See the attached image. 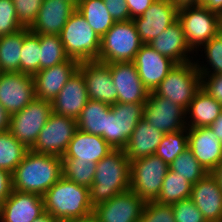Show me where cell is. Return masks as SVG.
I'll list each match as a JSON object with an SVG mask.
<instances>
[{"label": "cell", "instance_id": "6da1fadb", "mask_svg": "<svg viewBox=\"0 0 222 222\" xmlns=\"http://www.w3.org/2000/svg\"><path fill=\"white\" fill-rule=\"evenodd\" d=\"M45 212L63 222H73L93 214L89 188L61 177L43 195Z\"/></svg>", "mask_w": 222, "mask_h": 222}, {"label": "cell", "instance_id": "7a4b0ae2", "mask_svg": "<svg viewBox=\"0 0 222 222\" xmlns=\"http://www.w3.org/2000/svg\"><path fill=\"white\" fill-rule=\"evenodd\" d=\"M61 177L60 157L29 150L12 173L13 190L42 196Z\"/></svg>", "mask_w": 222, "mask_h": 222}, {"label": "cell", "instance_id": "3957f363", "mask_svg": "<svg viewBox=\"0 0 222 222\" xmlns=\"http://www.w3.org/2000/svg\"><path fill=\"white\" fill-rule=\"evenodd\" d=\"M127 190H130V161L123 149H113L96 164L89 187L90 202L95 207Z\"/></svg>", "mask_w": 222, "mask_h": 222}, {"label": "cell", "instance_id": "277c9868", "mask_svg": "<svg viewBox=\"0 0 222 222\" xmlns=\"http://www.w3.org/2000/svg\"><path fill=\"white\" fill-rule=\"evenodd\" d=\"M66 55L78 62L99 61L100 37L76 10L60 33Z\"/></svg>", "mask_w": 222, "mask_h": 222}, {"label": "cell", "instance_id": "5b68a950", "mask_svg": "<svg viewBox=\"0 0 222 222\" xmlns=\"http://www.w3.org/2000/svg\"><path fill=\"white\" fill-rule=\"evenodd\" d=\"M143 45L133 20L115 22L100 39L99 61L133 62Z\"/></svg>", "mask_w": 222, "mask_h": 222}, {"label": "cell", "instance_id": "8992f818", "mask_svg": "<svg viewBox=\"0 0 222 222\" xmlns=\"http://www.w3.org/2000/svg\"><path fill=\"white\" fill-rule=\"evenodd\" d=\"M200 89L201 75L196 62H186L176 64L154 93L187 110L193 97Z\"/></svg>", "mask_w": 222, "mask_h": 222}, {"label": "cell", "instance_id": "52a82bcc", "mask_svg": "<svg viewBox=\"0 0 222 222\" xmlns=\"http://www.w3.org/2000/svg\"><path fill=\"white\" fill-rule=\"evenodd\" d=\"M177 20L192 52L219 33L220 15L202 5L178 8Z\"/></svg>", "mask_w": 222, "mask_h": 222}, {"label": "cell", "instance_id": "ba28073f", "mask_svg": "<svg viewBox=\"0 0 222 222\" xmlns=\"http://www.w3.org/2000/svg\"><path fill=\"white\" fill-rule=\"evenodd\" d=\"M168 170L169 165L155 154L130 161V190L144 202L155 201Z\"/></svg>", "mask_w": 222, "mask_h": 222}, {"label": "cell", "instance_id": "9c48e42d", "mask_svg": "<svg viewBox=\"0 0 222 222\" xmlns=\"http://www.w3.org/2000/svg\"><path fill=\"white\" fill-rule=\"evenodd\" d=\"M52 113V102L34 98L24 109L10 116L11 134L29 150Z\"/></svg>", "mask_w": 222, "mask_h": 222}, {"label": "cell", "instance_id": "30bf717a", "mask_svg": "<svg viewBox=\"0 0 222 222\" xmlns=\"http://www.w3.org/2000/svg\"><path fill=\"white\" fill-rule=\"evenodd\" d=\"M77 129L76 119L52 112L30 150L62 158Z\"/></svg>", "mask_w": 222, "mask_h": 222}, {"label": "cell", "instance_id": "8fae6325", "mask_svg": "<svg viewBox=\"0 0 222 222\" xmlns=\"http://www.w3.org/2000/svg\"><path fill=\"white\" fill-rule=\"evenodd\" d=\"M145 103H115L106 117V142L113 149H123L137 123L143 119Z\"/></svg>", "mask_w": 222, "mask_h": 222}, {"label": "cell", "instance_id": "7c38bea8", "mask_svg": "<svg viewBox=\"0 0 222 222\" xmlns=\"http://www.w3.org/2000/svg\"><path fill=\"white\" fill-rule=\"evenodd\" d=\"M186 118L188 117L183 107L167 98L157 96L154 92H149L144 104V121L166 134L185 129L188 122Z\"/></svg>", "mask_w": 222, "mask_h": 222}, {"label": "cell", "instance_id": "4fadbf2b", "mask_svg": "<svg viewBox=\"0 0 222 222\" xmlns=\"http://www.w3.org/2000/svg\"><path fill=\"white\" fill-rule=\"evenodd\" d=\"M35 97L33 76L0 72V104L10 114L24 109Z\"/></svg>", "mask_w": 222, "mask_h": 222}, {"label": "cell", "instance_id": "5bb4252c", "mask_svg": "<svg viewBox=\"0 0 222 222\" xmlns=\"http://www.w3.org/2000/svg\"><path fill=\"white\" fill-rule=\"evenodd\" d=\"M178 7L172 0H155L139 17L133 20L143 44H149L177 20Z\"/></svg>", "mask_w": 222, "mask_h": 222}, {"label": "cell", "instance_id": "9a60e30c", "mask_svg": "<svg viewBox=\"0 0 222 222\" xmlns=\"http://www.w3.org/2000/svg\"><path fill=\"white\" fill-rule=\"evenodd\" d=\"M145 202L132 190L115 195L93 207L100 222H139Z\"/></svg>", "mask_w": 222, "mask_h": 222}, {"label": "cell", "instance_id": "2e32d148", "mask_svg": "<svg viewBox=\"0 0 222 222\" xmlns=\"http://www.w3.org/2000/svg\"><path fill=\"white\" fill-rule=\"evenodd\" d=\"M78 70L84 76L89 99L108 105L117 103L118 92L106 63L97 60L83 61L79 62Z\"/></svg>", "mask_w": 222, "mask_h": 222}, {"label": "cell", "instance_id": "e0dca14e", "mask_svg": "<svg viewBox=\"0 0 222 222\" xmlns=\"http://www.w3.org/2000/svg\"><path fill=\"white\" fill-rule=\"evenodd\" d=\"M110 67L119 103H146L149 91L143 85L133 62L106 63Z\"/></svg>", "mask_w": 222, "mask_h": 222}, {"label": "cell", "instance_id": "ac0fdd59", "mask_svg": "<svg viewBox=\"0 0 222 222\" xmlns=\"http://www.w3.org/2000/svg\"><path fill=\"white\" fill-rule=\"evenodd\" d=\"M138 75L149 92H154L165 79L169 71L176 65L170 58L161 55L149 44H143L134 61Z\"/></svg>", "mask_w": 222, "mask_h": 222}, {"label": "cell", "instance_id": "d6986e66", "mask_svg": "<svg viewBox=\"0 0 222 222\" xmlns=\"http://www.w3.org/2000/svg\"><path fill=\"white\" fill-rule=\"evenodd\" d=\"M44 213L41 195L13 190L0 205V222H33Z\"/></svg>", "mask_w": 222, "mask_h": 222}, {"label": "cell", "instance_id": "ffe728a7", "mask_svg": "<svg viewBox=\"0 0 222 222\" xmlns=\"http://www.w3.org/2000/svg\"><path fill=\"white\" fill-rule=\"evenodd\" d=\"M78 66L77 60L69 58L59 65L42 69L34 74L35 97L52 102Z\"/></svg>", "mask_w": 222, "mask_h": 222}, {"label": "cell", "instance_id": "44dd1931", "mask_svg": "<svg viewBox=\"0 0 222 222\" xmlns=\"http://www.w3.org/2000/svg\"><path fill=\"white\" fill-rule=\"evenodd\" d=\"M188 149L207 171L222 163V143L210 127L187 128Z\"/></svg>", "mask_w": 222, "mask_h": 222}, {"label": "cell", "instance_id": "7402d4cb", "mask_svg": "<svg viewBox=\"0 0 222 222\" xmlns=\"http://www.w3.org/2000/svg\"><path fill=\"white\" fill-rule=\"evenodd\" d=\"M88 101L84 76L77 69L52 101V112L77 119Z\"/></svg>", "mask_w": 222, "mask_h": 222}, {"label": "cell", "instance_id": "603a6c76", "mask_svg": "<svg viewBox=\"0 0 222 222\" xmlns=\"http://www.w3.org/2000/svg\"><path fill=\"white\" fill-rule=\"evenodd\" d=\"M190 199L207 222L222 221V190L210 172L193 184Z\"/></svg>", "mask_w": 222, "mask_h": 222}, {"label": "cell", "instance_id": "cb8c5ba5", "mask_svg": "<svg viewBox=\"0 0 222 222\" xmlns=\"http://www.w3.org/2000/svg\"><path fill=\"white\" fill-rule=\"evenodd\" d=\"M77 10L63 0H44L37 17L29 28L35 34L60 35L69 17Z\"/></svg>", "mask_w": 222, "mask_h": 222}, {"label": "cell", "instance_id": "d4e9b609", "mask_svg": "<svg viewBox=\"0 0 222 222\" xmlns=\"http://www.w3.org/2000/svg\"><path fill=\"white\" fill-rule=\"evenodd\" d=\"M112 150L113 148L100 135L77 129L61 159H78L83 162L98 163Z\"/></svg>", "mask_w": 222, "mask_h": 222}, {"label": "cell", "instance_id": "484cf974", "mask_svg": "<svg viewBox=\"0 0 222 222\" xmlns=\"http://www.w3.org/2000/svg\"><path fill=\"white\" fill-rule=\"evenodd\" d=\"M149 45L176 64L191 62L188 53L190 54L192 50L187 44L182 26L178 20L149 42Z\"/></svg>", "mask_w": 222, "mask_h": 222}, {"label": "cell", "instance_id": "4316f807", "mask_svg": "<svg viewBox=\"0 0 222 222\" xmlns=\"http://www.w3.org/2000/svg\"><path fill=\"white\" fill-rule=\"evenodd\" d=\"M163 136L164 133L142 119L137 123L123 151L129 161L154 155Z\"/></svg>", "mask_w": 222, "mask_h": 222}, {"label": "cell", "instance_id": "83f0119b", "mask_svg": "<svg viewBox=\"0 0 222 222\" xmlns=\"http://www.w3.org/2000/svg\"><path fill=\"white\" fill-rule=\"evenodd\" d=\"M221 113L222 104L201 88L186 110V115L190 114L191 118L186 126L188 125L187 128L209 127Z\"/></svg>", "mask_w": 222, "mask_h": 222}, {"label": "cell", "instance_id": "f1b7e54d", "mask_svg": "<svg viewBox=\"0 0 222 222\" xmlns=\"http://www.w3.org/2000/svg\"><path fill=\"white\" fill-rule=\"evenodd\" d=\"M111 105L89 99L77 120L78 129L94 135H100L106 141V117Z\"/></svg>", "mask_w": 222, "mask_h": 222}, {"label": "cell", "instance_id": "f546056e", "mask_svg": "<svg viewBox=\"0 0 222 222\" xmlns=\"http://www.w3.org/2000/svg\"><path fill=\"white\" fill-rule=\"evenodd\" d=\"M77 11L100 38L115 24L103 0H81Z\"/></svg>", "mask_w": 222, "mask_h": 222}, {"label": "cell", "instance_id": "4dcf8cb0", "mask_svg": "<svg viewBox=\"0 0 222 222\" xmlns=\"http://www.w3.org/2000/svg\"><path fill=\"white\" fill-rule=\"evenodd\" d=\"M24 28L10 35L0 36V72H20V55Z\"/></svg>", "mask_w": 222, "mask_h": 222}, {"label": "cell", "instance_id": "1f68e13d", "mask_svg": "<svg viewBox=\"0 0 222 222\" xmlns=\"http://www.w3.org/2000/svg\"><path fill=\"white\" fill-rule=\"evenodd\" d=\"M193 184L175 171L168 170L162 183L161 191L155 200L159 204L171 205L191 196Z\"/></svg>", "mask_w": 222, "mask_h": 222}, {"label": "cell", "instance_id": "d6a6232c", "mask_svg": "<svg viewBox=\"0 0 222 222\" xmlns=\"http://www.w3.org/2000/svg\"><path fill=\"white\" fill-rule=\"evenodd\" d=\"M28 151L10 131L0 133V169L13 173Z\"/></svg>", "mask_w": 222, "mask_h": 222}, {"label": "cell", "instance_id": "836d02e7", "mask_svg": "<svg viewBox=\"0 0 222 222\" xmlns=\"http://www.w3.org/2000/svg\"><path fill=\"white\" fill-rule=\"evenodd\" d=\"M40 34L24 28V40L20 55V72L34 75L40 71Z\"/></svg>", "mask_w": 222, "mask_h": 222}, {"label": "cell", "instance_id": "e575fe53", "mask_svg": "<svg viewBox=\"0 0 222 222\" xmlns=\"http://www.w3.org/2000/svg\"><path fill=\"white\" fill-rule=\"evenodd\" d=\"M40 70L59 65L69 59L59 35L40 34Z\"/></svg>", "mask_w": 222, "mask_h": 222}, {"label": "cell", "instance_id": "d590c367", "mask_svg": "<svg viewBox=\"0 0 222 222\" xmlns=\"http://www.w3.org/2000/svg\"><path fill=\"white\" fill-rule=\"evenodd\" d=\"M185 133V134H184ZM188 149L187 127L181 131L164 134L155 155L170 165L177 156Z\"/></svg>", "mask_w": 222, "mask_h": 222}, {"label": "cell", "instance_id": "8d00e7d4", "mask_svg": "<svg viewBox=\"0 0 222 222\" xmlns=\"http://www.w3.org/2000/svg\"><path fill=\"white\" fill-rule=\"evenodd\" d=\"M62 176L77 183L80 186L89 188L93 183L96 164L94 162H83L78 159H61Z\"/></svg>", "mask_w": 222, "mask_h": 222}, {"label": "cell", "instance_id": "74e56055", "mask_svg": "<svg viewBox=\"0 0 222 222\" xmlns=\"http://www.w3.org/2000/svg\"><path fill=\"white\" fill-rule=\"evenodd\" d=\"M169 169L181 177H185L192 184L201 180L208 173L189 149L177 156L169 165Z\"/></svg>", "mask_w": 222, "mask_h": 222}, {"label": "cell", "instance_id": "f35d334b", "mask_svg": "<svg viewBox=\"0 0 222 222\" xmlns=\"http://www.w3.org/2000/svg\"><path fill=\"white\" fill-rule=\"evenodd\" d=\"M139 222H175L171 205L145 202Z\"/></svg>", "mask_w": 222, "mask_h": 222}, {"label": "cell", "instance_id": "ab89813d", "mask_svg": "<svg viewBox=\"0 0 222 222\" xmlns=\"http://www.w3.org/2000/svg\"><path fill=\"white\" fill-rule=\"evenodd\" d=\"M22 28L13 1L0 0V36L10 35Z\"/></svg>", "mask_w": 222, "mask_h": 222}, {"label": "cell", "instance_id": "60d3db41", "mask_svg": "<svg viewBox=\"0 0 222 222\" xmlns=\"http://www.w3.org/2000/svg\"><path fill=\"white\" fill-rule=\"evenodd\" d=\"M18 21L23 28H30L34 23L44 0H12Z\"/></svg>", "mask_w": 222, "mask_h": 222}, {"label": "cell", "instance_id": "b9f144b4", "mask_svg": "<svg viewBox=\"0 0 222 222\" xmlns=\"http://www.w3.org/2000/svg\"><path fill=\"white\" fill-rule=\"evenodd\" d=\"M171 207L175 222H207L190 198L173 203Z\"/></svg>", "mask_w": 222, "mask_h": 222}, {"label": "cell", "instance_id": "7bdbcfd3", "mask_svg": "<svg viewBox=\"0 0 222 222\" xmlns=\"http://www.w3.org/2000/svg\"><path fill=\"white\" fill-rule=\"evenodd\" d=\"M196 66L201 75V88L222 104V73L210 75L211 71H208L210 69L206 66L202 67L198 62Z\"/></svg>", "mask_w": 222, "mask_h": 222}, {"label": "cell", "instance_id": "ee69618b", "mask_svg": "<svg viewBox=\"0 0 222 222\" xmlns=\"http://www.w3.org/2000/svg\"><path fill=\"white\" fill-rule=\"evenodd\" d=\"M207 61L213 69L210 74L222 73V35L217 34L210 41L203 45Z\"/></svg>", "mask_w": 222, "mask_h": 222}, {"label": "cell", "instance_id": "f6af8a7d", "mask_svg": "<svg viewBox=\"0 0 222 222\" xmlns=\"http://www.w3.org/2000/svg\"><path fill=\"white\" fill-rule=\"evenodd\" d=\"M115 22L131 20L126 0H103Z\"/></svg>", "mask_w": 222, "mask_h": 222}, {"label": "cell", "instance_id": "bcb514c9", "mask_svg": "<svg viewBox=\"0 0 222 222\" xmlns=\"http://www.w3.org/2000/svg\"><path fill=\"white\" fill-rule=\"evenodd\" d=\"M12 191V173L4 169H0V205L10 196Z\"/></svg>", "mask_w": 222, "mask_h": 222}, {"label": "cell", "instance_id": "7dc6e473", "mask_svg": "<svg viewBox=\"0 0 222 222\" xmlns=\"http://www.w3.org/2000/svg\"><path fill=\"white\" fill-rule=\"evenodd\" d=\"M155 0H126L130 18L134 19L141 16Z\"/></svg>", "mask_w": 222, "mask_h": 222}, {"label": "cell", "instance_id": "c3c4849f", "mask_svg": "<svg viewBox=\"0 0 222 222\" xmlns=\"http://www.w3.org/2000/svg\"><path fill=\"white\" fill-rule=\"evenodd\" d=\"M200 5L218 13L220 16L222 15V0H200Z\"/></svg>", "mask_w": 222, "mask_h": 222}, {"label": "cell", "instance_id": "681fc988", "mask_svg": "<svg viewBox=\"0 0 222 222\" xmlns=\"http://www.w3.org/2000/svg\"><path fill=\"white\" fill-rule=\"evenodd\" d=\"M10 114L0 104V133L9 131L10 129Z\"/></svg>", "mask_w": 222, "mask_h": 222}, {"label": "cell", "instance_id": "f907efd6", "mask_svg": "<svg viewBox=\"0 0 222 222\" xmlns=\"http://www.w3.org/2000/svg\"><path fill=\"white\" fill-rule=\"evenodd\" d=\"M209 127L214 132L215 136L222 143V113L216 118V120Z\"/></svg>", "mask_w": 222, "mask_h": 222}, {"label": "cell", "instance_id": "816d5d0a", "mask_svg": "<svg viewBox=\"0 0 222 222\" xmlns=\"http://www.w3.org/2000/svg\"><path fill=\"white\" fill-rule=\"evenodd\" d=\"M173 3L178 7L200 5V0H172Z\"/></svg>", "mask_w": 222, "mask_h": 222}, {"label": "cell", "instance_id": "f5cc1de1", "mask_svg": "<svg viewBox=\"0 0 222 222\" xmlns=\"http://www.w3.org/2000/svg\"><path fill=\"white\" fill-rule=\"evenodd\" d=\"M210 173L218 181L219 187L222 190V163L216 166Z\"/></svg>", "mask_w": 222, "mask_h": 222}, {"label": "cell", "instance_id": "db71d44e", "mask_svg": "<svg viewBox=\"0 0 222 222\" xmlns=\"http://www.w3.org/2000/svg\"><path fill=\"white\" fill-rule=\"evenodd\" d=\"M33 222H63V221H61L59 219H55L49 213L45 212L40 217L35 219Z\"/></svg>", "mask_w": 222, "mask_h": 222}, {"label": "cell", "instance_id": "11a10c76", "mask_svg": "<svg viewBox=\"0 0 222 222\" xmlns=\"http://www.w3.org/2000/svg\"><path fill=\"white\" fill-rule=\"evenodd\" d=\"M73 222H100L93 214Z\"/></svg>", "mask_w": 222, "mask_h": 222}, {"label": "cell", "instance_id": "9f6ffc18", "mask_svg": "<svg viewBox=\"0 0 222 222\" xmlns=\"http://www.w3.org/2000/svg\"><path fill=\"white\" fill-rule=\"evenodd\" d=\"M63 1L69 2L77 8L79 6L81 0H63Z\"/></svg>", "mask_w": 222, "mask_h": 222}, {"label": "cell", "instance_id": "6f0895ef", "mask_svg": "<svg viewBox=\"0 0 222 222\" xmlns=\"http://www.w3.org/2000/svg\"><path fill=\"white\" fill-rule=\"evenodd\" d=\"M219 34L222 35V15L220 16V23H219Z\"/></svg>", "mask_w": 222, "mask_h": 222}]
</instances>
